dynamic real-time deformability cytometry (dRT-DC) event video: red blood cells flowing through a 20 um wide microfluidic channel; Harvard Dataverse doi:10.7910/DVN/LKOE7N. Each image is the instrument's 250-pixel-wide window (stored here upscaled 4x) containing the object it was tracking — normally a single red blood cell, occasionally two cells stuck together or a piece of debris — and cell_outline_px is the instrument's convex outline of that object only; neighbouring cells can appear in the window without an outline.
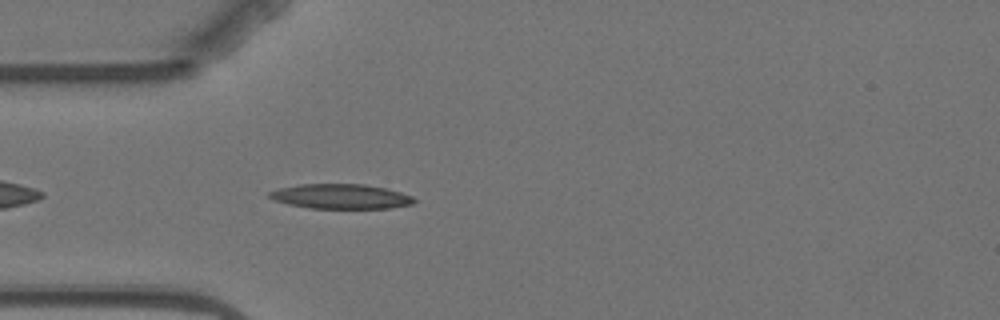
{"species": "Egyptian fruit bat (a non-hibernating species)", "species_latin": "Rousettus aegyptiacus", "temperature_condition": "warm", "stored_images_in_passage": 4, "camera_frame_rate_fps": 3000, "um_per_image_px": 0.085, "animal": {"sex": "female"}, "frame": {"image": 1, "passage_image": 4, "time_ms": 3.333, "image_size_px": [1000, 320], "cell_outline_px": [[416, 200], [412, 204], [388, 208], [308, 208], [288, 204], [276, 200], [268, 196], [268, 192], [280, 188], [300, 184], [364, 184], [384, 188], [400, 192], [412, 196]], "centroid_in_image_um": [28.96, 16.69], "position_along_channel_um": 56.0, "area_um2": 20.69}}